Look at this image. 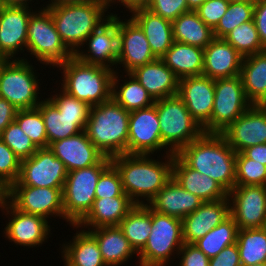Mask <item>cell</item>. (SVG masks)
<instances>
[{"instance_id": "obj_1", "label": "cell", "mask_w": 266, "mask_h": 266, "mask_svg": "<svg viewBox=\"0 0 266 266\" xmlns=\"http://www.w3.org/2000/svg\"><path fill=\"white\" fill-rule=\"evenodd\" d=\"M153 156V157H152ZM123 154L111 158L124 192L135 204H147L172 179L174 153L161 155Z\"/></svg>"}, {"instance_id": "obj_2", "label": "cell", "mask_w": 266, "mask_h": 266, "mask_svg": "<svg viewBox=\"0 0 266 266\" xmlns=\"http://www.w3.org/2000/svg\"><path fill=\"white\" fill-rule=\"evenodd\" d=\"M177 155L190 168L218 182L228 193L235 187L237 153L221 133H203Z\"/></svg>"}, {"instance_id": "obj_3", "label": "cell", "mask_w": 266, "mask_h": 266, "mask_svg": "<svg viewBox=\"0 0 266 266\" xmlns=\"http://www.w3.org/2000/svg\"><path fill=\"white\" fill-rule=\"evenodd\" d=\"M45 7L51 13L62 42L73 54L81 48L91 33L114 14L108 9V2L45 4Z\"/></svg>"}, {"instance_id": "obj_4", "label": "cell", "mask_w": 266, "mask_h": 266, "mask_svg": "<svg viewBox=\"0 0 266 266\" xmlns=\"http://www.w3.org/2000/svg\"><path fill=\"white\" fill-rule=\"evenodd\" d=\"M61 72L58 88L90 106L98 105L112 98V79L115 70L88 64L72 56L56 67Z\"/></svg>"}, {"instance_id": "obj_5", "label": "cell", "mask_w": 266, "mask_h": 266, "mask_svg": "<svg viewBox=\"0 0 266 266\" xmlns=\"http://www.w3.org/2000/svg\"><path fill=\"white\" fill-rule=\"evenodd\" d=\"M129 115V111L111 98L91 106L84 131L105 156L127 154Z\"/></svg>"}, {"instance_id": "obj_6", "label": "cell", "mask_w": 266, "mask_h": 266, "mask_svg": "<svg viewBox=\"0 0 266 266\" xmlns=\"http://www.w3.org/2000/svg\"><path fill=\"white\" fill-rule=\"evenodd\" d=\"M25 57L30 55L36 62L55 69L74 54L62 42L50 11L44 7L35 10L28 22ZM30 53V54H29ZM55 67V68H54Z\"/></svg>"}, {"instance_id": "obj_7", "label": "cell", "mask_w": 266, "mask_h": 266, "mask_svg": "<svg viewBox=\"0 0 266 266\" xmlns=\"http://www.w3.org/2000/svg\"><path fill=\"white\" fill-rule=\"evenodd\" d=\"M30 62L31 59H11L0 72V97L18 110L37 108L44 99L39 91L42 84L38 68Z\"/></svg>"}, {"instance_id": "obj_8", "label": "cell", "mask_w": 266, "mask_h": 266, "mask_svg": "<svg viewBox=\"0 0 266 266\" xmlns=\"http://www.w3.org/2000/svg\"><path fill=\"white\" fill-rule=\"evenodd\" d=\"M151 228L147 243L138 253L137 264L138 266H170V263H174V259L178 257V252L184 244L182 220L152 210Z\"/></svg>"}, {"instance_id": "obj_9", "label": "cell", "mask_w": 266, "mask_h": 266, "mask_svg": "<svg viewBox=\"0 0 266 266\" xmlns=\"http://www.w3.org/2000/svg\"><path fill=\"white\" fill-rule=\"evenodd\" d=\"M111 164L105 156L98 164L68 172L63 190V207L67 225H77L90 211L101 173Z\"/></svg>"}, {"instance_id": "obj_10", "label": "cell", "mask_w": 266, "mask_h": 266, "mask_svg": "<svg viewBox=\"0 0 266 266\" xmlns=\"http://www.w3.org/2000/svg\"><path fill=\"white\" fill-rule=\"evenodd\" d=\"M162 143L174 154L199 138L203 128L178 95L156 100Z\"/></svg>"}, {"instance_id": "obj_11", "label": "cell", "mask_w": 266, "mask_h": 266, "mask_svg": "<svg viewBox=\"0 0 266 266\" xmlns=\"http://www.w3.org/2000/svg\"><path fill=\"white\" fill-rule=\"evenodd\" d=\"M214 87V106L204 133H221L252 105L245 96L240 75L215 79Z\"/></svg>"}, {"instance_id": "obj_12", "label": "cell", "mask_w": 266, "mask_h": 266, "mask_svg": "<svg viewBox=\"0 0 266 266\" xmlns=\"http://www.w3.org/2000/svg\"><path fill=\"white\" fill-rule=\"evenodd\" d=\"M0 211L3 212L2 215L8 217L2 232L3 237L8 239V242H13L15 247L22 246L27 249L42 247L51 237V228H54L50 225L51 220L23 213L15 209L4 197L0 202Z\"/></svg>"}, {"instance_id": "obj_13", "label": "cell", "mask_w": 266, "mask_h": 266, "mask_svg": "<svg viewBox=\"0 0 266 266\" xmlns=\"http://www.w3.org/2000/svg\"><path fill=\"white\" fill-rule=\"evenodd\" d=\"M62 190L63 188L9 186L4 191V198L23 213L39 215L46 220L59 217L65 221Z\"/></svg>"}, {"instance_id": "obj_14", "label": "cell", "mask_w": 266, "mask_h": 266, "mask_svg": "<svg viewBox=\"0 0 266 266\" xmlns=\"http://www.w3.org/2000/svg\"><path fill=\"white\" fill-rule=\"evenodd\" d=\"M162 150L172 153L162 143L156 106L130 111L127 154L161 155Z\"/></svg>"}, {"instance_id": "obj_15", "label": "cell", "mask_w": 266, "mask_h": 266, "mask_svg": "<svg viewBox=\"0 0 266 266\" xmlns=\"http://www.w3.org/2000/svg\"><path fill=\"white\" fill-rule=\"evenodd\" d=\"M68 171L64 163L48 148H39L21 161L17 182L10 186L63 188Z\"/></svg>"}, {"instance_id": "obj_16", "label": "cell", "mask_w": 266, "mask_h": 266, "mask_svg": "<svg viewBox=\"0 0 266 266\" xmlns=\"http://www.w3.org/2000/svg\"><path fill=\"white\" fill-rule=\"evenodd\" d=\"M230 215L238 229L264 228L266 225V186H235L229 193Z\"/></svg>"}, {"instance_id": "obj_17", "label": "cell", "mask_w": 266, "mask_h": 266, "mask_svg": "<svg viewBox=\"0 0 266 266\" xmlns=\"http://www.w3.org/2000/svg\"><path fill=\"white\" fill-rule=\"evenodd\" d=\"M114 13L88 36L74 56L88 64L117 69L119 14Z\"/></svg>"}, {"instance_id": "obj_18", "label": "cell", "mask_w": 266, "mask_h": 266, "mask_svg": "<svg viewBox=\"0 0 266 266\" xmlns=\"http://www.w3.org/2000/svg\"><path fill=\"white\" fill-rule=\"evenodd\" d=\"M118 16V59L117 66L123 73H131L136 68L155 61L146 35L142 29L129 17ZM120 68V69H119Z\"/></svg>"}, {"instance_id": "obj_19", "label": "cell", "mask_w": 266, "mask_h": 266, "mask_svg": "<svg viewBox=\"0 0 266 266\" xmlns=\"http://www.w3.org/2000/svg\"><path fill=\"white\" fill-rule=\"evenodd\" d=\"M36 9L38 8L6 6L0 10V55L2 57L9 60L27 59L24 51L27 47L28 22ZM18 54H22L23 57H19Z\"/></svg>"}, {"instance_id": "obj_20", "label": "cell", "mask_w": 266, "mask_h": 266, "mask_svg": "<svg viewBox=\"0 0 266 266\" xmlns=\"http://www.w3.org/2000/svg\"><path fill=\"white\" fill-rule=\"evenodd\" d=\"M236 153L266 143V109L251 105L221 132Z\"/></svg>"}, {"instance_id": "obj_21", "label": "cell", "mask_w": 266, "mask_h": 266, "mask_svg": "<svg viewBox=\"0 0 266 266\" xmlns=\"http://www.w3.org/2000/svg\"><path fill=\"white\" fill-rule=\"evenodd\" d=\"M177 95L203 128L210 121L214 106V79L205 75L181 78Z\"/></svg>"}, {"instance_id": "obj_22", "label": "cell", "mask_w": 266, "mask_h": 266, "mask_svg": "<svg viewBox=\"0 0 266 266\" xmlns=\"http://www.w3.org/2000/svg\"><path fill=\"white\" fill-rule=\"evenodd\" d=\"M49 149L64 163L68 172L96 165L105 157L89 140L85 131L54 141Z\"/></svg>"}, {"instance_id": "obj_23", "label": "cell", "mask_w": 266, "mask_h": 266, "mask_svg": "<svg viewBox=\"0 0 266 266\" xmlns=\"http://www.w3.org/2000/svg\"><path fill=\"white\" fill-rule=\"evenodd\" d=\"M230 215L229 198L203 202L194 212L182 219L183 241L193 244Z\"/></svg>"}, {"instance_id": "obj_24", "label": "cell", "mask_w": 266, "mask_h": 266, "mask_svg": "<svg viewBox=\"0 0 266 266\" xmlns=\"http://www.w3.org/2000/svg\"><path fill=\"white\" fill-rule=\"evenodd\" d=\"M243 58L224 38H214L204 48L202 75L214 80L240 75Z\"/></svg>"}, {"instance_id": "obj_25", "label": "cell", "mask_w": 266, "mask_h": 266, "mask_svg": "<svg viewBox=\"0 0 266 266\" xmlns=\"http://www.w3.org/2000/svg\"><path fill=\"white\" fill-rule=\"evenodd\" d=\"M203 201L182 188L173 178L147 203L155 212L183 219Z\"/></svg>"}, {"instance_id": "obj_26", "label": "cell", "mask_w": 266, "mask_h": 266, "mask_svg": "<svg viewBox=\"0 0 266 266\" xmlns=\"http://www.w3.org/2000/svg\"><path fill=\"white\" fill-rule=\"evenodd\" d=\"M172 178L186 191L198 196L203 202L217 201L228 197V192L209 176L190 168L174 154Z\"/></svg>"}, {"instance_id": "obj_27", "label": "cell", "mask_w": 266, "mask_h": 266, "mask_svg": "<svg viewBox=\"0 0 266 266\" xmlns=\"http://www.w3.org/2000/svg\"><path fill=\"white\" fill-rule=\"evenodd\" d=\"M76 233L60 245L64 266H106L95 237L78 225H71Z\"/></svg>"}, {"instance_id": "obj_28", "label": "cell", "mask_w": 266, "mask_h": 266, "mask_svg": "<svg viewBox=\"0 0 266 266\" xmlns=\"http://www.w3.org/2000/svg\"><path fill=\"white\" fill-rule=\"evenodd\" d=\"M135 205L128 195L96 198L90 211L77 225L85 230L119 226L120 222Z\"/></svg>"}, {"instance_id": "obj_29", "label": "cell", "mask_w": 266, "mask_h": 266, "mask_svg": "<svg viewBox=\"0 0 266 266\" xmlns=\"http://www.w3.org/2000/svg\"><path fill=\"white\" fill-rule=\"evenodd\" d=\"M131 74L147 90L154 101L172 97L178 93L179 79L159 58L136 68Z\"/></svg>"}, {"instance_id": "obj_30", "label": "cell", "mask_w": 266, "mask_h": 266, "mask_svg": "<svg viewBox=\"0 0 266 266\" xmlns=\"http://www.w3.org/2000/svg\"><path fill=\"white\" fill-rule=\"evenodd\" d=\"M130 18L142 29L146 35L150 49L156 58H161L172 46V22L156 15L149 9L134 11Z\"/></svg>"}, {"instance_id": "obj_31", "label": "cell", "mask_w": 266, "mask_h": 266, "mask_svg": "<svg viewBox=\"0 0 266 266\" xmlns=\"http://www.w3.org/2000/svg\"><path fill=\"white\" fill-rule=\"evenodd\" d=\"M98 242L106 266H121L138 254L118 226L98 227L88 230Z\"/></svg>"}, {"instance_id": "obj_32", "label": "cell", "mask_w": 266, "mask_h": 266, "mask_svg": "<svg viewBox=\"0 0 266 266\" xmlns=\"http://www.w3.org/2000/svg\"><path fill=\"white\" fill-rule=\"evenodd\" d=\"M203 58L204 49L174 41L160 59L181 79L202 75Z\"/></svg>"}, {"instance_id": "obj_33", "label": "cell", "mask_w": 266, "mask_h": 266, "mask_svg": "<svg viewBox=\"0 0 266 266\" xmlns=\"http://www.w3.org/2000/svg\"><path fill=\"white\" fill-rule=\"evenodd\" d=\"M46 127L48 147L54 141L74 136L84 131L88 118H68L46 97L37 106Z\"/></svg>"}, {"instance_id": "obj_34", "label": "cell", "mask_w": 266, "mask_h": 266, "mask_svg": "<svg viewBox=\"0 0 266 266\" xmlns=\"http://www.w3.org/2000/svg\"><path fill=\"white\" fill-rule=\"evenodd\" d=\"M121 73L120 75V72H114L112 79V98L129 112L152 106L155 101L135 76L131 73ZM122 78L126 79L123 80ZM120 79H122V83H120Z\"/></svg>"}, {"instance_id": "obj_35", "label": "cell", "mask_w": 266, "mask_h": 266, "mask_svg": "<svg viewBox=\"0 0 266 266\" xmlns=\"http://www.w3.org/2000/svg\"><path fill=\"white\" fill-rule=\"evenodd\" d=\"M240 77L247 100L258 105L266 97V50L243 58Z\"/></svg>"}, {"instance_id": "obj_36", "label": "cell", "mask_w": 266, "mask_h": 266, "mask_svg": "<svg viewBox=\"0 0 266 266\" xmlns=\"http://www.w3.org/2000/svg\"><path fill=\"white\" fill-rule=\"evenodd\" d=\"M173 40L204 49L215 37L196 11H188L172 21Z\"/></svg>"}, {"instance_id": "obj_37", "label": "cell", "mask_w": 266, "mask_h": 266, "mask_svg": "<svg viewBox=\"0 0 266 266\" xmlns=\"http://www.w3.org/2000/svg\"><path fill=\"white\" fill-rule=\"evenodd\" d=\"M152 209L147 204H136L120 222L119 228L138 254L151 234Z\"/></svg>"}, {"instance_id": "obj_38", "label": "cell", "mask_w": 266, "mask_h": 266, "mask_svg": "<svg viewBox=\"0 0 266 266\" xmlns=\"http://www.w3.org/2000/svg\"><path fill=\"white\" fill-rule=\"evenodd\" d=\"M236 244L242 266L266 263L265 228L239 229Z\"/></svg>"}, {"instance_id": "obj_39", "label": "cell", "mask_w": 266, "mask_h": 266, "mask_svg": "<svg viewBox=\"0 0 266 266\" xmlns=\"http://www.w3.org/2000/svg\"><path fill=\"white\" fill-rule=\"evenodd\" d=\"M238 226L229 215L222 223L193 243L209 259L216 257L225 247L236 243Z\"/></svg>"}, {"instance_id": "obj_40", "label": "cell", "mask_w": 266, "mask_h": 266, "mask_svg": "<svg viewBox=\"0 0 266 266\" xmlns=\"http://www.w3.org/2000/svg\"><path fill=\"white\" fill-rule=\"evenodd\" d=\"M224 39L231 44L243 57L265 51L254 20L242 23L229 32Z\"/></svg>"}, {"instance_id": "obj_41", "label": "cell", "mask_w": 266, "mask_h": 266, "mask_svg": "<svg viewBox=\"0 0 266 266\" xmlns=\"http://www.w3.org/2000/svg\"><path fill=\"white\" fill-rule=\"evenodd\" d=\"M255 2L232 1L227 11L213 29L215 38H224L235 27L253 19Z\"/></svg>"}, {"instance_id": "obj_42", "label": "cell", "mask_w": 266, "mask_h": 266, "mask_svg": "<svg viewBox=\"0 0 266 266\" xmlns=\"http://www.w3.org/2000/svg\"><path fill=\"white\" fill-rule=\"evenodd\" d=\"M15 121L38 148H48L46 127L38 108L18 110Z\"/></svg>"}, {"instance_id": "obj_43", "label": "cell", "mask_w": 266, "mask_h": 266, "mask_svg": "<svg viewBox=\"0 0 266 266\" xmlns=\"http://www.w3.org/2000/svg\"><path fill=\"white\" fill-rule=\"evenodd\" d=\"M266 186V166L237 153L235 166V186Z\"/></svg>"}, {"instance_id": "obj_44", "label": "cell", "mask_w": 266, "mask_h": 266, "mask_svg": "<svg viewBox=\"0 0 266 266\" xmlns=\"http://www.w3.org/2000/svg\"><path fill=\"white\" fill-rule=\"evenodd\" d=\"M0 139L10 147L21 161L30 158L39 149L16 121L11 122L3 130Z\"/></svg>"}, {"instance_id": "obj_45", "label": "cell", "mask_w": 266, "mask_h": 266, "mask_svg": "<svg viewBox=\"0 0 266 266\" xmlns=\"http://www.w3.org/2000/svg\"><path fill=\"white\" fill-rule=\"evenodd\" d=\"M55 90L54 88L51 93H56H50L48 99L57 107L60 113L68 118H89L91 106L88 103L74 98L61 88Z\"/></svg>"}, {"instance_id": "obj_46", "label": "cell", "mask_w": 266, "mask_h": 266, "mask_svg": "<svg viewBox=\"0 0 266 266\" xmlns=\"http://www.w3.org/2000/svg\"><path fill=\"white\" fill-rule=\"evenodd\" d=\"M20 169V158L0 139V189L3 192L18 181Z\"/></svg>"}, {"instance_id": "obj_47", "label": "cell", "mask_w": 266, "mask_h": 266, "mask_svg": "<svg viewBox=\"0 0 266 266\" xmlns=\"http://www.w3.org/2000/svg\"><path fill=\"white\" fill-rule=\"evenodd\" d=\"M127 195L122 186V180L116 167L111 163L100 175L96 188V198L118 197Z\"/></svg>"}, {"instance_id": "obj_48", "label": "cell", "mask_w": 266, "mask_h": 266, "mask_svg": "<svg viewBox=\"0 0 266 266\" xmlns=\"http://www.w3.org/2000/svg\"><path fill=\"white\" fill-rule=\"evenodd\" d=\"M147 9L171 22L190 11L186 0H150Z\"/></svg>"}, {"instance_id": "obj_49", "label": "cell", "mask_w": 266, "mask_h": 266, "mask_svg": "<svg viewBox=\"0 0 266 266\" xmlns=\"http://www.w3.org/2000/svg\"><path fill=\"white\" fill-rule=\"evenodd\" d=\"M229 2V0H206L195 11L206 25L214 29L227 11Z\"/></svg>"}, {"instance_id": "obj_50", "label": "cell", "mask_w": 266, "mask_h": 266, "mask_svg": "<svg viewBox=\"0 0 266 266\" xmlns=\"http://www.w3.org/2000/svg\"><path fill=\"white\" fill-rule=\"evenodd\" d=\"M180 256V257H179ZM177 266H209V258L195 245L184 243L178 252Z\"/></svg>"}, {"instance_id": "obj_51", "label": "cell", "mask_w": 266, "mask_h": 266, "mask_svg": "<svg viewBox=\"0 0 266 266\" xmlns=\"http://www.w3.org/2000/svg\"><path fill=\"white\" fill-rule=\"evenodd\" d=\"M209 266H242L237 244L225 247L216 257L209 260Z\"/></svg>"}, {"instance_id": "obj_52", "label": "cell", "mask_w": 266, "mask_h": 266, "mask_svg": "<svg viewBox=\"0 0 266 266\" xmlns=\"http://www.w3.org/2000/svg\"><path fill=\"white\" fill-rule=\"evenodd\" d=\"M253 20L262 46L266 49V0H256L253 11Z\"/></svg>"}, {"instance_id": "obj_53", "label": "cell", "mask_w": 266, "mask_h": 266, "mask_svg": "<svg viewBox=\"0 0 266 266\" xmlns=\"http://www.w3.org/2000/svg\"><path fill=\"white\" fill-rule=\"evenodd\" d=\"M17 111L18 109L11 103L0 97V135L11 122L15 121Z\"/></svg>"}, {"instance_id": "obj_54", "label": "cell", "mask_w": 266, "mask_h": 266, "mask_svg": "<svg viewBox=\"0 0 266 266\" xmlns=\"http://www.w3.org/2000/svg\"><path fill=\"white\" fill-rule=\"evenodd\" d=\"M108 2V9H114L115 4L118 5L119 3V8L122 7L124 8V10L126 9V11H129V13H133L136 10L139 9H145L148 7L150 0H107ZM114 5V7H113ZM111 7V8H110ZM113 7V8H112Z\"/></svg>"}, {"instance_id": "obj_55", "label": "cell", "mask_w": 266, "mask_h": 266, "mask_svg": "<svg viewBox=\"0 0 266 266\" xmlns=\"http://www.w3.org/2000/svg\"><path fill=\"white\" fill-rule=\"evenodd\" d=\"M242 153L252 160L266 166V143L250 146L242 151Z\"/></svg>"}, {"instance_id": "obj_56", "label": "cell", "mask_w": 266, "mask_h": 266, "mask_svg": "<svg viewBox=\"0 0 266 266\" xmlns=\"http://www.w3.org/2000/svg\"><path fill=\"white\" fill-rule=\"evenodd\" d=\"M46 4H57V5H76L93 2H107V0H49Z\"/></svg>"}, {"instance_id": "obj_57", "label": "cell", "mask_w": 266, "mask_h": 266, "mask_svg": "<svg viewBox=\"0 0 266 266\" xmlns=\"http://www.w3.org/2000/svg\"><path fill=\"white\" fill-rule=\"evenodd\" d=\"M5 6H18V7H32V2L35 0H3ZM31 4V5H30Z\"/></svg>"}, {"instance_id": "obj_58", "label": "cell", "mask_w": 266, "mask_h": 266, "mask_svg": "<svg viewBox=\"0 0 266 266\" xmlns=\"http://www.w3.org/2000/svg\"><path fill=\"white\" fill-rule=\"evenodd\" d=\"M206 0H186L188 9L195 11L198 9Z\"/></svg>"}, {"instance_id": "obj_59", "label": "cell", "mask_w": 266, "mask_h": 266, "mask_svg": "<svg viewBox=\"0 0 266 266\" xmlns=\"http://www.w3.org/2000/svg\"><path fill=\"white\" fill-rule=\"evenodd\" d=\"M263 109H266V97L258 104Z\"/></svg>"}, {"instance_id": "obj_60", "label": "cell", "mask_w": 266, "mask_h": 266, "mask_svg": "<svg viewBox=\"0 0 266 266\" xmlns=\"http://www.w3.org/2000/svg\"><path fill=\"white\" fill-rule=\"evenodd\" d=\"M8 60H0V72L3 68V65L7 62Z\"/></svg>"}, {"instance_id": "obj_61", "label": "cell", "mask_w": 266, "mask_h": 266, "mask_svg": "<svg viewBox=\"0 0 266 266\" xmlns=\"http://www.w3.org/2000/svg\"><path fill=\"white\" fill-rule=\"evenodd\" d=\"M4 7H6L4 1H3V0H0V10H1L2 8H4Z\"/></svg>"}, {"instance_id": "obj_62", "label": "cell", "mask_w": 266, "mask_h": 266, "mask_svg": "<svg viewBox=\"0 0 266 266\" xmlns=\"http://www.w3.org/2000/svg\"><path fill=\"white\" fill-rule=\"evenodd\" d=\"M230 2L232 1H248V2H255L256 0H229Z\"/></svg>"}, {"instance_id": "obj_63", "label": "cell", "mask_w": 266, "mask_h": 266, "mask_svg": "<svg viewBox=\"0 0 266 266\" xmlns=\"http://www.w3.org/2000/svg\"><path fill=\"white\" fill-rule=\"evenodd\" d=\"M3 197H4V192L0 189V202H1Z\"/></svg>"}, {"instance_id": "obj_64", "label": "cell", "mask_w": 266, "mask_h": 266, "mask_svg": "<svg viewBox=\"0 0 266 266\" xmlns=\"http://www.w3.org/2000/svg\"><path fill=\"white\" fill-rule=\"evenodd\" d=\"M252 266H266V263H258L256 265H252Z\"/></svg>"}, {"instance_id": "obj_65", "label": "cell", "mask_w": 266, "mask_h": 266, "mask_svg": "<svg viewBox=\"0 0 266 266\" xmlns=\"http://www.w3.org/2000/svg\"><path fill=\"white\" fill-rule=\"evenodd\" d=\"M0 60H9V59H7V58H5V57H2V56L0 55Z\"/></svg>"}]
</instances>
